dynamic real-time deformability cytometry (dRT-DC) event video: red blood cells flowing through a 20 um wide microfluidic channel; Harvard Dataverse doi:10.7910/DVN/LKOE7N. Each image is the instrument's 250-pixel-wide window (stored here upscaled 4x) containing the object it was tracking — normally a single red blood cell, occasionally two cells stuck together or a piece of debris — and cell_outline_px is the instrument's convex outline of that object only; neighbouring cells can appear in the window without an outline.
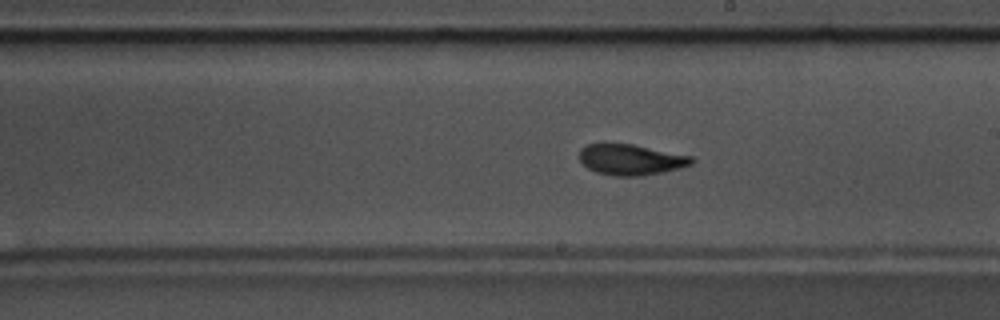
{"species": "common noctule bat (a hibernating species)", "species_latin": "Nyctalus noctula", "temperature_condition": "warm", "stored_images_in_passage": 57, "camera_frame_rate_fps": 3000, "um_per_image_px": 0.085, "animal": {"sex": "male", "body_mass_g": 17.5, "forearm_length_mm": 52.3}, "frame": {"image": 1, "passage_image": 33, "time_ms": 10.667, "image_size_px": [1000, 320], "cell_outline_px": [[696, 160], [692, 164], [664, 172], [644, 176], [612, 176], [596, 172], [588, 168], [580, 160], [580, 148], [588, 144], [632, 144], [692, 156]], "centroid_in_image_um": [53.64, 13.58], "position_along_channel_um": 235.4, "area_um2": 20.11}, "authors_computed_cell_mechanics": {"area_um2": 19.8832, "velocity_mm_per_s": 3.5979, "shape_relaxation_time_tau1_ms": 3.9445, "shape_relaxation_time_tau2_ms": 1.7047, "deformation_change_tau1": 0.1684, "deformation_change_tau2": 0.0669}}